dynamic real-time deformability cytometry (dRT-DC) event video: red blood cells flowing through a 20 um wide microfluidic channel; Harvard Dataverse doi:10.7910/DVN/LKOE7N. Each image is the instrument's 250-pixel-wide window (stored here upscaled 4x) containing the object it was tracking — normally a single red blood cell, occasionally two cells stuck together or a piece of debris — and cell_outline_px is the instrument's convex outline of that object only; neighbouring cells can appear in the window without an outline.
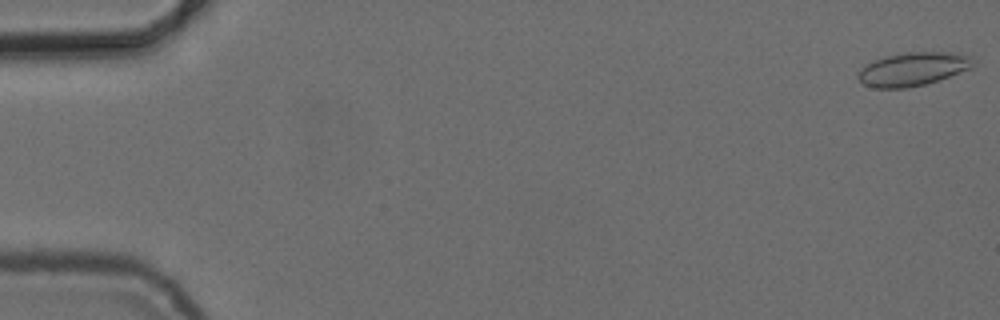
{"species": "common noctule bat (a hibernating species)", "species_latin": "Nyctalus noctula", "temperature_condition": "cold", "stored_images_in_passage": 5, "camera_frame_rate_fps": 3000, "um_per_image_px": 0.085, "animal": {"sex": "female", "body_mass_g": 24.6, "forearm_length_mm": 56.2}, "frame": {"image": 1, "passage_image": 1, "time_ms": 0.0, "image_size_px": [1000, 320], "cell_outline_px": [[972, 68], [924, 84], [904, 88], [876, 88], [864, 84], [856, 76], [860, 68], [872, 60], [884, 56], [904, 52], [956, 52], [972, 56]], "centroid_in_image_um": [77.56, 5.85], "position_along_channel_um": 7.4, "area_um2": 22.43}}